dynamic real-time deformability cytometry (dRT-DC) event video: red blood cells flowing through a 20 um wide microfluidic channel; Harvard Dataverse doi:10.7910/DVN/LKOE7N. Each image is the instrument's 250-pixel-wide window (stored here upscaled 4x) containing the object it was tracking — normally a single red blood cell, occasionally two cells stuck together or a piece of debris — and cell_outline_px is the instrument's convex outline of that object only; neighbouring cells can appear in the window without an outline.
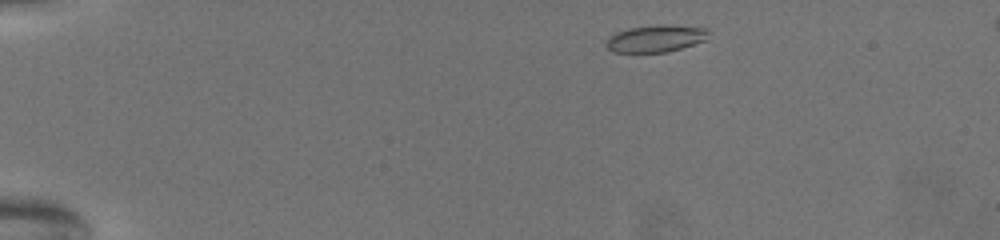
{"species": "common noctule bat (a hibernating species)", "species_latin": "Nyctalus noctula", "temperature_condition": "warm", "stored_images_in_passage": 60, "camera_frame_rate_fps": 3000, "um_per_image_px": 0.085, "animal": {"sex": "female", "body_mass_g": 19.5, "forearm_length_mm": 54.1}, "frame": {"image": 1, "passage_image": 3, "time_ms": 0.667, "image_size_px": [1000, 240], "cell_outline_px": [[712, 32], [704, 40], [668, 52], [612, 52], [604, 44], [608, 36], [616, 32], [628, 28], [660, 24], [668, 24], [708, 28]], "centroid_in_image_um": [55.73, 3.26], "position_along_channel_um": 29.3, "area_um2": 16.36}}
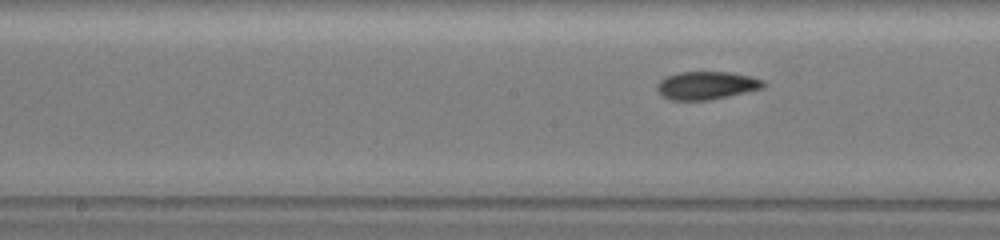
{"frame": {"image": 2, "passage_image": 28, "time_ms": 9.0, "image_size_px": [1000, 240], "cell_outline_px": [[764, 88], [708, 100], [672, 100], [664, 96], [656, 88], [656, 84], [660, 80], [668, 76], [680, 72], [732, 72], [752, 76], [764, 80]], "centroid_in_image_um": [60.08, 7.25], "position_along_channel_um": 188.1, "area_um2": 17.22}}
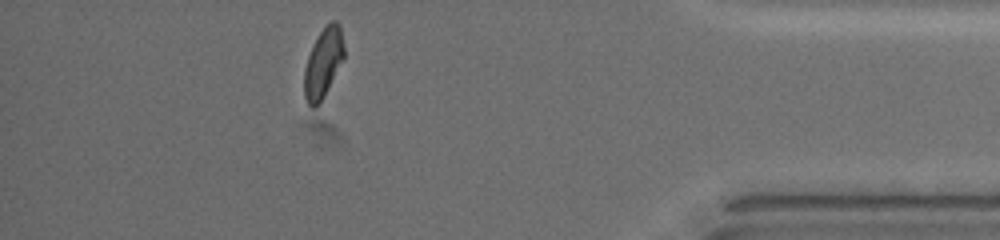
{"frame": {"image": 3, "passage_image": 53, "time_ms": 17.333, "image_size_px": [1000, 240], "cell_outline_px": [[344, 60], [324, 96], [316, 108], [312, 108], [308, 104], [304, 96], [304, 68], [308, 56], [320, 32], [332, 20], [336, 20], [340, 24], [344, 48]], "centroid_in_image_um": [27.48, 5.38], "position_along_channel_um": 407.7, "area_um2": 16.13}, "authors_computed_cell_mechanics": {"area_um2": 16.6464, "velocity_mm_per_s": 3.0683, "shape_relaxation_time_tau1_ms": 4.1898, "shape_relaxation_time_tau2_ms": 3.0278, "deformation_change_tau1": 0.1408, "deformation_change_tau2": 0.0502}}